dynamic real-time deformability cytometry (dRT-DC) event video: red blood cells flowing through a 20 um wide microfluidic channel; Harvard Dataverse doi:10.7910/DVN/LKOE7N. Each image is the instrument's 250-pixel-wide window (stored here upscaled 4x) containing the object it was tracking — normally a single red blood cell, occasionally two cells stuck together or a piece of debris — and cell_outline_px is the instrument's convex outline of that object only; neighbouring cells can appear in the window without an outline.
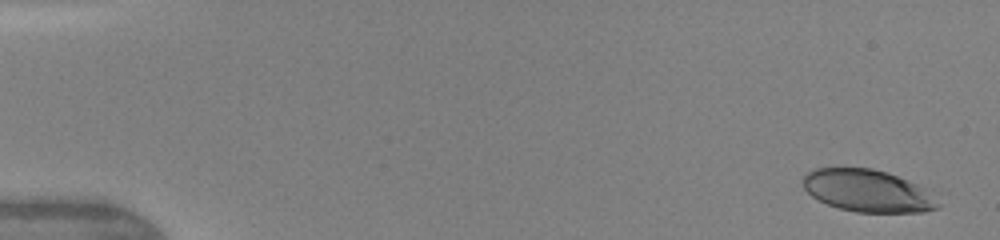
{"species": "human", "species_latin": "Homo sapiens", "temperature_condition": "warm", "stored_images_in_passage": 9, "camera_frame_rate_fps": 3000, "um_per_image_px": 0.085, "donor": {"sex": "female"}, "frame": {"image": 1, "passage_image": 1, "time_ms": 0.0, "image_size_px": [1000, 240], "cell_outline_px": [[940, 208], [924, 212], [856, 212], [840, 208], [828, 204], [812, 196], [804, 188], [804, 176], [808, 172], [816, 168], [872, 168], [888, 172], [932, 188], [940, 204]], "centroid_in_image_um": [73.89, 16.21], "position_along_channel_um": 11.1, "area_um2": 33.76}}